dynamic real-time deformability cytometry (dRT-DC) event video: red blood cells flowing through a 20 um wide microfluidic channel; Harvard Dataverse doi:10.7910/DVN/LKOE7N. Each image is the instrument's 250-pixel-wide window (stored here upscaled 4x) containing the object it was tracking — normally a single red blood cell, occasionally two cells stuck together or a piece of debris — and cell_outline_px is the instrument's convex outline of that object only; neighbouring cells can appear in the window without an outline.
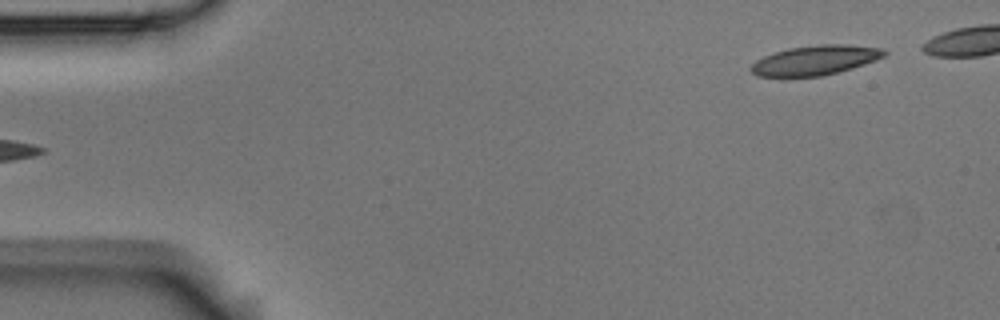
{"species": "Egyptian fruit bat (a non-hibernating species)", "species_latin": "Rousettus aegyptiacus", "temperature_condition": "room temperature", "stored_images_in_passage": 4, "segment_of_instrument_passage": [2, 2], "camera_frame_rate_fps": 3000, "um_per_image_px": 0.085, "animal": {"sex": "male"}, "frame": {"image": 1, "passage_image": 4, "time_ms": 1.0, "image_size_px": [1000, 320], "cell_outline_px": [[888, 52], [884, 56], [876, 60], [852, 68], [820, 76], [756, 76], [748, 68], [756, 60], [764, 56], [788, 48], [816, 44], [848, 44], [884, 48]], "centroid_in_image_um": [69.31, 5.1], "position_along_channel_um": 15.7, "area_um2": 23.0}}